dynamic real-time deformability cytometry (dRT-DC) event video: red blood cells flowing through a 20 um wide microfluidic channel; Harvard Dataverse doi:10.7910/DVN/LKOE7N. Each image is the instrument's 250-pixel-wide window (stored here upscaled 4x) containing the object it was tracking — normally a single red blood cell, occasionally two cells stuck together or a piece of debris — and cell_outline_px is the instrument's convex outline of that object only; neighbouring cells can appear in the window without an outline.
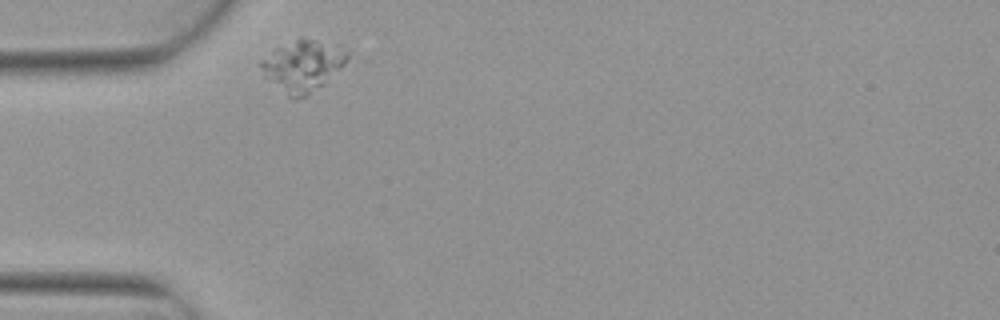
{"species": "Egyptian fruit bat (a non-hibernating species)", "species_latin": "Rousettus aegyptiacus", "temperature_condition": "warm", "stored_images_in_passage": 1, "camera_frame_rate_fps": 3000, "um_per_image_px": 0.085, "animal": {"sex": "female"}, "frame": {"image": 1, "passage_image": 1, "time_ms": 0.0, "image_size_px": [1000, 320], "cell_outline_px": [[348, 60], [324, 84], [308, 96], [292, 100], [264, 76], [260, 64], [260, 60], [276, 48], [300, 36], [348, 52]], "centroid_in_image_um": [25.68, 5.63], "position_along_channel_um": 59.3, "area_um2": 25.26}}